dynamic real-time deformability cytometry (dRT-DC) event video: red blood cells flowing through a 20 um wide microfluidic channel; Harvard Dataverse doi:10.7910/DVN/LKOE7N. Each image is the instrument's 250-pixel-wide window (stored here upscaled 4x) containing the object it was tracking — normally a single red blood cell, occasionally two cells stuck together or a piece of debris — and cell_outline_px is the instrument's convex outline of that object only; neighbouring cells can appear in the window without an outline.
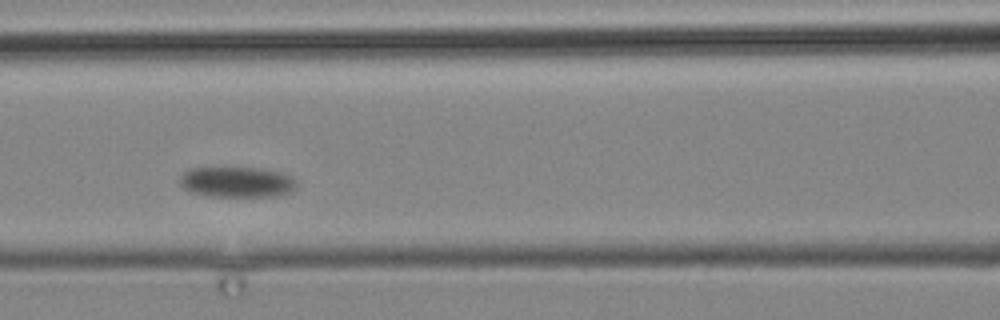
{"species": "common noctule bat (a hibernating species)", "species_latin": "Nyctalus noctula", "temperature_condition": "cold", "stored_images_in_passage": 4, "camera_frame_rate_fps": 3000, "um_per_image_px": 0.085, "animal": {"sex": "male", "body_mass_g": 19.2, "forearm_length_mm": 51.8}, "frame": {"image": 1, "passage_image": 3, "time_ms": 3.0, "image_size_px": [1000, 320], "cell_outline_px": [[296, 188], [292, 192], [280, 196], [208, 196], [188, 192], [180, 184], [180, 176], [184, 172], [192, 168], [260, 168], [280, 172], [292, 176], [296, 180]], "centroid_in_image_um": [20.16, 15.48], "position_along_channel_um": 146.4, "area_um2": 20.98}}